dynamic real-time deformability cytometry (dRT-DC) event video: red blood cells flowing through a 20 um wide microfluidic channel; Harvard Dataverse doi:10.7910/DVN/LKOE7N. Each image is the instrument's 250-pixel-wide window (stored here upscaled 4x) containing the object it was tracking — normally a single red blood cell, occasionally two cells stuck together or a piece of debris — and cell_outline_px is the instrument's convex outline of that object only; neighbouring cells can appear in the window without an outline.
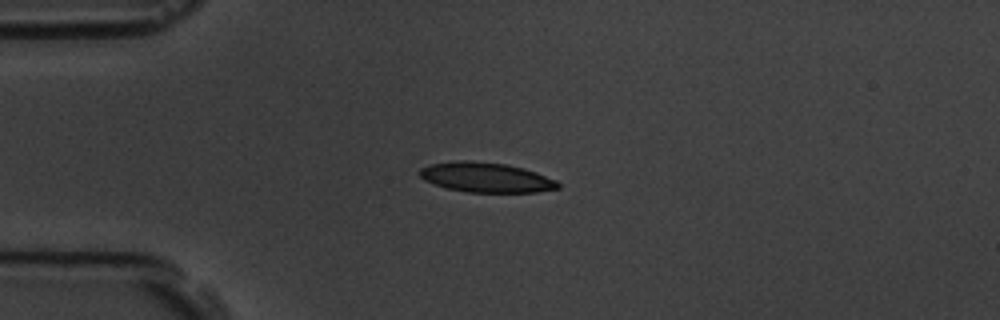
{"species": "common noctule bat (a hibernating species)", "species_latin": "Nyctalus noctula", "temperature_condition": "room temperature", "stored_images_in_passage": 44, "camera_frame_rate_fps": 3000, "um_per_image_px": 0.085, "animal": {"sex": "male", "body_mass_g": 19.5, "forearm_length_mm": 54.6}, "frame": {"image": 1, "passage_image": 1, "time_ms": 0.0, "image_size_px": [1000, 320], "cell_outline_px": [[560, 188], [536, 192], [468, 192], [448, 188], [424, 180], [420, 176], [420, 168], [432, 164], [460, 160], [464, 160], [508, 164], [524, 168], [536, 172], [556, 180], [560, 184]], "centroid_in_image_um": [41.35, 15.08], "position_along_channel_um": 43.6, "area_um2": 23.87}}
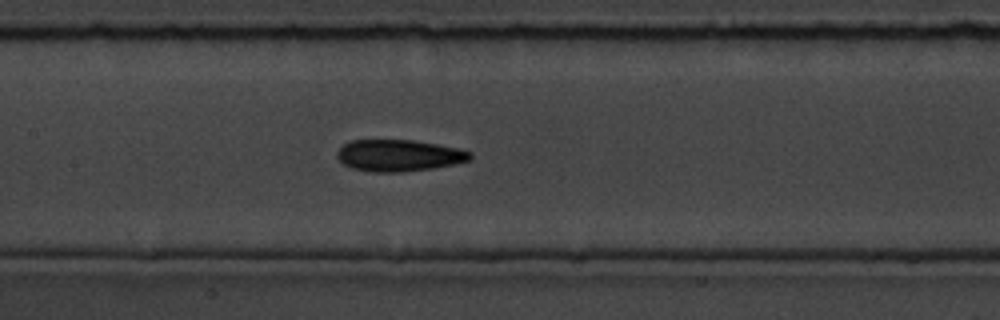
{"frame": {"image": 2, "passage_image": 14, "time_ms": 4.333, "image_size_px": [1000, 320], "cell_outline_px": [[472, 156], [468, 160], [452, 164], [432, 168], [400, 172], [376, 172], [352, 168], [344, 164], [336, 156], [336, 152], [344, 144], [352, 140], [412, 140], [436, 144], [456, 148], [472, 152]], "centroid_in_image_um": [33.87, 13.21], "position_along_channel_um": 173.5, "area_um2": 24.22}}
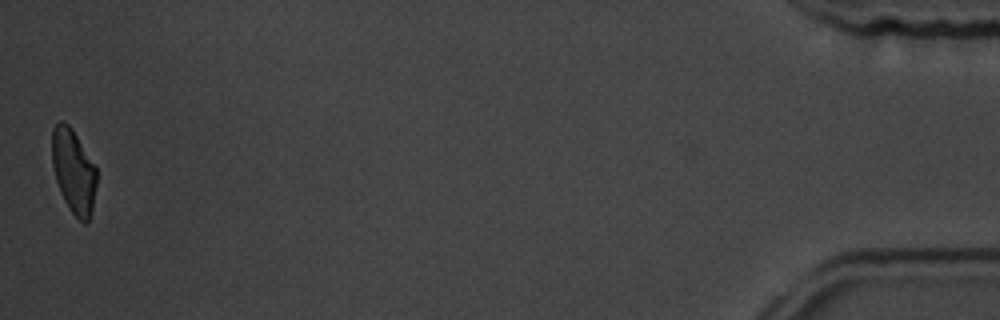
{"frame": {"image": 3, "passage_image": 44, "time_ms": 14.333, "image_size_px": [1000, 320], "cell_outline_px": [[96, 184], [92, 208], [88, 220], [84, 224], [72, 212], [64, 200], [56, 180], [52, 164], [52, 128], [60, 120], [68, 124], [72, 128], [96, 168]], "centroid_in_image_um": [6.23, 14.53], "position_along_channel_um": 429.0, "area_um2": 21.5}, "authors_computed_cell_mechanics": {"area_um2": 24.1026, "velocity_mm_per_s": 3.5136, "shape_relaxation_time_tau1_ms": 3.8264, "shape_relaxation_time_tau2_ms": 2.6292, "deformation_change_tau1": 0.1412, "deformation_change_tau2": 0.0757}}